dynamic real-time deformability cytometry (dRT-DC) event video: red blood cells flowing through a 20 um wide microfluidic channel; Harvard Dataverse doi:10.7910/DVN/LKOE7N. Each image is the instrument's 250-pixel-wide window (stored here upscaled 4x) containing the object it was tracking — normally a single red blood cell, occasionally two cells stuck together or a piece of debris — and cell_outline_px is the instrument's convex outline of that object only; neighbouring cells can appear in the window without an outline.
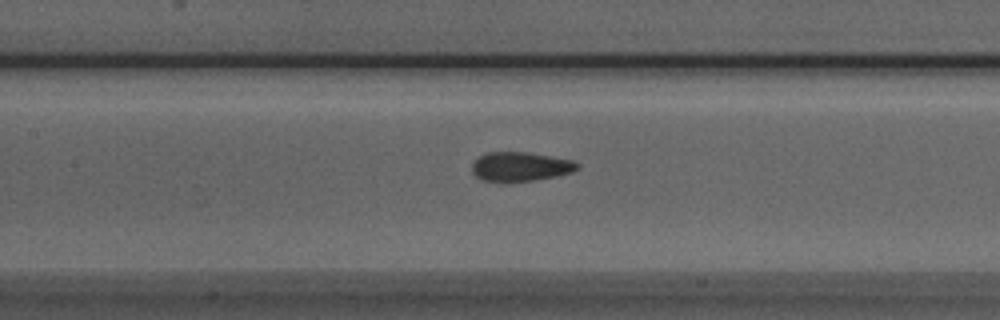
{"species": "Egyptian fruit bat (a non-hibernating species)", "species_latin": "Rousettus aegyptiacus", "temperature_condition": "room temperature", "stored_images_in_passage": 37, "camera_frame_rate_fps": 3000, "um_per_image_px": 0.085, "animal": {"sex": "male"}, "frame": {"image": 1, "passage_image": 19, "time_ms": 6.0, "image_size_px": [1000, 320], "cell_outline_px": [[580, 168], [572, 172], [556, 176], [536, 180], [480, 180], [472, 172], [472, 164], [480, 156], [488, 152], [528, 152], [572, 160], [580, 164]], "centroid_in_image_um": [44.27, 14.14], "position_along_channel_um": 163.1, "area_um2": 17.63}}
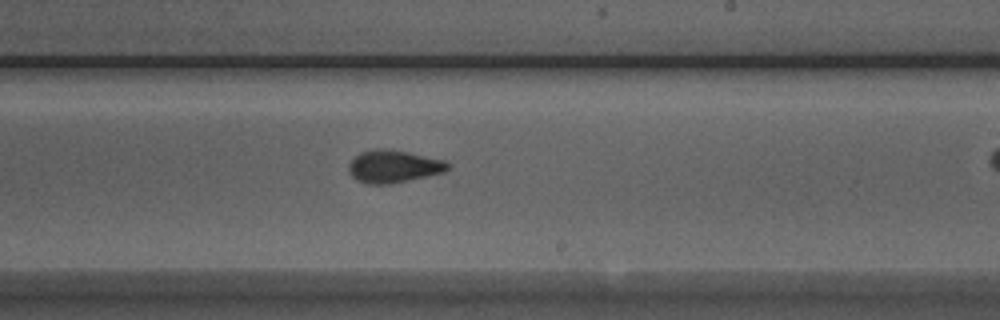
{"frame": {"image": 2, "passage_image": 26, "time_ms": 8.333, "image_size_px": [1000, 320], "cell_outline_px": [[452, 164], [444, 172], [392, 184], [368, 184], [356, 180], [348, 172], [348, 164], [360, 152], [376, 148], [384, 148], [408, 152], [448, 160]], "centroid_in_image_um": [33.47, 14.14], "position_along_channel_um": 255.5, "area_um2": 19.07}}
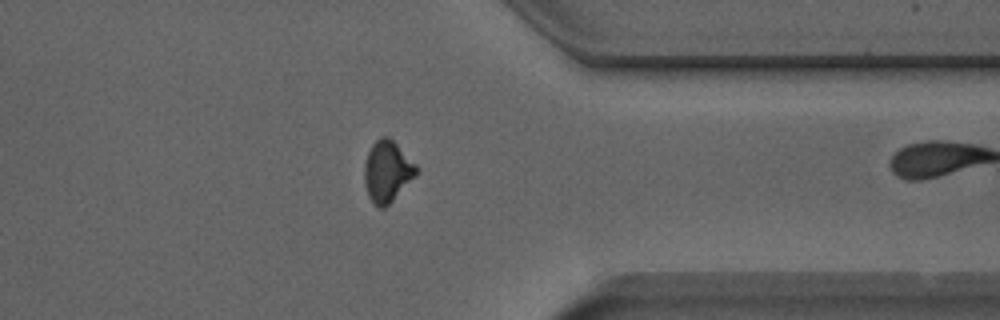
{"frame": {"image": 3, "passage_image": 36, "time_ms": 11.667, "image_size_px": [1000, 320], "cell_outline_px": [[420, 168], [416, 176], [384, 208], [380, 208], [368, 196], [364, 180], [364, 164], [368, 152], [372, 144], [380, 136], [388, 136]], "centroid_in_image_um": [32.92, 14.54], "position_along_channel_um": 378.5, "area_um2": 18.38}}